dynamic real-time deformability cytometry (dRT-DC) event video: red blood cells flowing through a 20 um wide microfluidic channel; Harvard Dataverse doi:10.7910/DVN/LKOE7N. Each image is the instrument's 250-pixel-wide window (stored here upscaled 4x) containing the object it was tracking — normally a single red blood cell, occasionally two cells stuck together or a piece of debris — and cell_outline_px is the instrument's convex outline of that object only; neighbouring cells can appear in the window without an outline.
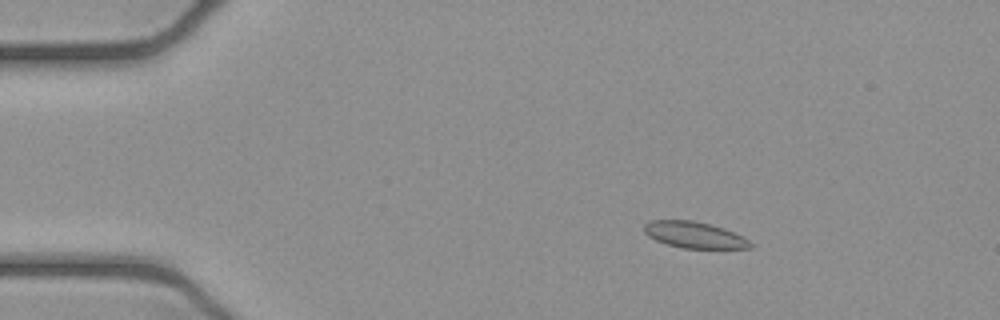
{"species": "common noctule bat (a hibernating species)", "species_latin": "Nyctalus noctula", "temperature_condition": "cold", "stored_images_in_passage": 46, "camera_frame_rate_fps": 3000, "um_per_image_px": 0.085, "animal": {"sex": "female", "body_mass_g": 21.9}, "frame": {"image": 1, "passage_image": 2, "time_ms": 0.333, "image_size_px": [1000, 320], "cell_outline_px": [[756, 244], [752, 248], [684, 248], [668, 244], [656, 240], [648, 236], [644, 232], [644, 224], [652, 220], [692, 220], [724, 228]], "centroid_in_image_um": [59.02, 19.97], "position_along_channel_um": 26.0, "area_um2": 16.13}}
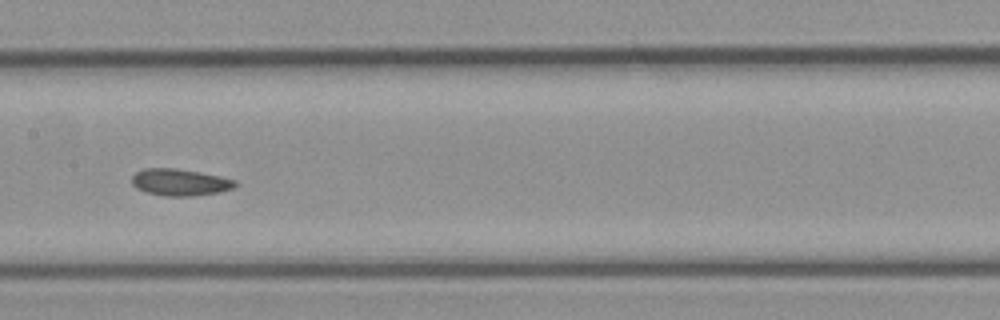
{"frame": {"image": 2, "passage_image": 20, "time_ms": 6.333, "image_size_px": [1000, 320], "cell_outline_px": [[236, 184], [232, 188], [220, 192], [192, 196], [164, 196], [148, 192], [136, 188], [132, 184], [132, 176], [136, 172], [144, 168], [176, 168], [200, 172], [220, 176], [236, 180]], "centroid_in_image_um": [15.28, 15.49], "position_along_channel_um": 192.1, "area_um2": 16.13}}
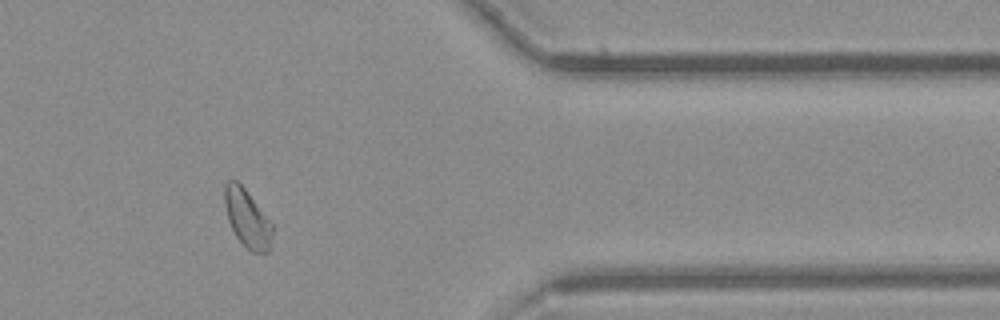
{"frame": {"image": 3, "passage_image": 37, "time_ms": 12.0, "image_size_px": [1000, 320], "cell_outline_px": [[272, 232], [268, 252], [252, 252], [236, 236], [228, 220], [224, 204], [224, 184], [228, 180], [236, 180], [244, 188], [272, 224]], "centroid_in_image_um": [20.98, 18.53], "position_along_channel_um": 390.4, "area_um2": 15.66}, "authors_computed_cell_mechanics": {"area_um2": 16.2996, "velocity_mm_per_s": 3.8934, "shape_relaxation_time_tau1_ms": null, "shape_relaxation_time_tau2_ms": 7.3987, "deformation_change_tau1": null, "deformation_change_tau2": 0.124}}